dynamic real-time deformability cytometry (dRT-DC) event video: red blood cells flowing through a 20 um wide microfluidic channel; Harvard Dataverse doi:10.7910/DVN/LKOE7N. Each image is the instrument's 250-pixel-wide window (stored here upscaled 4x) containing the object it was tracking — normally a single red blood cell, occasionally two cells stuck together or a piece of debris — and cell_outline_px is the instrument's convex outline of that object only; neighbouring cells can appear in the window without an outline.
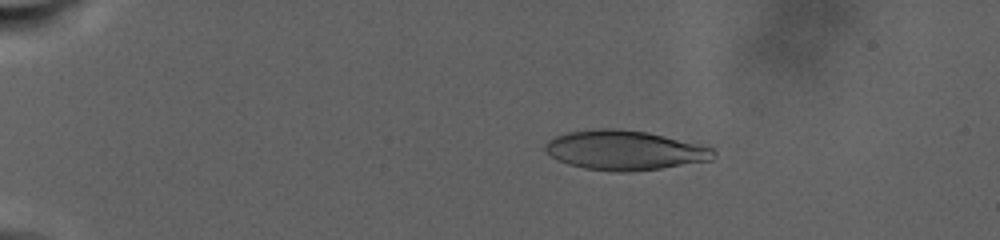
{"species": "human", "species_latin": "Homo sapiens", "temperature_condition": "warm", "stored_images_in_passage": 43, "segment_of_instrument_passage": [1, 2], "camera_frame_rate_fps": 3000, "um_per_image_px": 0.085, "donor": {"sex": "male"}, "frame": {"image": 1, "passage_image": 21, "time_ms": 6.667, "image_size_px": [1000, 240], "cell_outline_px": [[716, 156], [712, 160], [660, 168], [632, 172], [616, 172], [584, 168], [568, 164], [556, 160], [544, 148], [544, 144], [548, 140], [556, 136], [568, 132], [604, 128], [616, 128], [648, 132], [712, 148], [716, 152]], "centroid_in_image_um": [53.07, 12.78], "position_along_channel_um": 31.9, "area_um2": 38.61}}
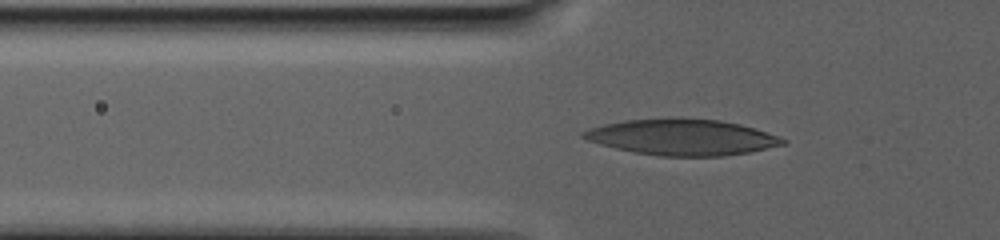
{"frame": {"image": 2, "passage_image": 38, "time_ms": 12.333, "image_size_px": [1000, 240], "cell_outline_px": [[788, 140], [784, 144], [748, 152], [724, 156], [660, 156], [632, 152], [600, 144], [588, 140], [580, 136], [580, 132], [588, 128], [604, 124], [624, 120], [720, 120], [740, 124]], "centroid_in_image_um": [57.92, 11.69], "position_along_channel_um": 67.9, "area_um2": 40.75}}